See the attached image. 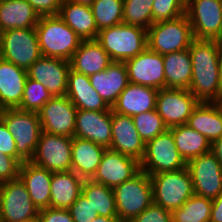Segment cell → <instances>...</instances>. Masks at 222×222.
I'll return each instance as SVG.
<instances>
[{"label": "cell", "mask_w": 222, "mask_h": 222, "mask_svg": "<svg viewBox=\"0 0 222 222\" xmlns=\"http://www.w3.org/2000/svg\"><path fill=\"white\" fill-rule=\"evenodd\" d=\"M188 50L192 62L188 90L200 102H222L218 40L194 39Z\"/></svg>", "instance_id": "1"}, {"label": "cell", "mask_w": 222, "mask_h": 222, "mask_svg": "<svg viewBox=\"0 0 222 222\" xmlns=\"http://www.w3.org/2000/svg\"><path fill=\"white\" fill-rule=\"evenodd\" d=\"M42 56L70 61L82 39L58 16H40L35 27Z\"/></svg>", "instance_id": "2"}, {"label": "cell", "mask_w": 222, "mask_h": 222, "mask_svg": "<svg viewBox=\"0 0 222 222\" xmlns=\"http://www.w3.org/2000/svg\"><path fill=\"white\" fill-rule=\"evenodd\" d=\"M96 40L112 62H125L148 47L146 29L123 23L100 30Z\"/></svg>", "instance_id": "3"}, {"label": "cell", "mask_w": 222, "mask_h": 222, "mask_svg": "<svg viewBox=\"0 0 222 222\" xmlns=\"http://www.w3.org/2000/svg\"><path fill=\"white\" fill-rule=\"evenodd\" d=\"M150 180L153 203L171 212L180 208L195 194L191 174L187 167L150 175Z\"/></svg>", "instance_id": "4"}, {"label": "cell", "mask_w": 222, "mask_h": 222, "mask_svg": "<svg viewBox=\"0 0 222 222\" xmlns=\"http://www.w3.org/2000/svg\"><path fill=\"white\" fill-rule=\"evenodd\" d=\"M0 119L15 140L16 153L24 161H30L42 132L38 112L6 108L1 110Z\"/></svg>", "instance_id": "5"}, {"label": "cell", "mask_w": 222, "mask_h": 222, "mask_svg": "<svg viewBox=\"0 0 222 222\" xmlns=\"http://www.w3.org/2000/svg\"><path fill=\"white\" fill-rule=\"evenodd\" d=\"M117 217L130 222L153 203L150 176L140 170L131 179L113 188Z\"/></svg>", "instance_id": "6"}, {"label": "cell", "mask_w": 222, "mask_h": 222, "mask_svg": "<svg viewBox=\"0 0 222 222\" xmlns=\"http://www.w3.org/2000/svg\"><path fill=\"white\" fill-rule=\"evenodd\" d=\"M148 48L161 55L189 49L194 40L186 14L169 21L153 23L147 30Z\"/></svg>", "instance_id": "7"}, {"label": "cell", "mask_w": 222, "mask_h": 222, "mask_svg": "<svg viewBox=\"0 0 222 222\" xmlns=\"http://www.w3.org/2000/svg\"><path fill=\"white\" fill-rule=\"evenodd\" d=\"M185 167H187V162L178 152L173 134L169 129L145 143L144 155L140 160V170L149 176L177 171Z\"/></svg>", "instance_id": "8"}, {"label": "cell", "mask_w": 222, "mask_h": 222, "mask_svg": "<svg viewBox=\"0 0 222 222\" xmlns=\"http://www.w3.org/2000/svg\"><path fill=\"white\" fill-rule=\"evenodd\" d=\"M35 28L12 29L0 33V58L28 70L40 57Z\"/></svg>", "instance_id": "9"}, {"label": "cell", "mask_w": 222, "mask_h": 222, "mask_svg": "<svg viewBox=\"0 0 222 222\" xmlns=\"http://www.w3.org/2000/svg\"><path fill=\"white\" fill-rule=\"evenodd\" d=\"M186 15L194 39L219 40L222 33V0H189Z\"/></svg>", "instance_id": "10"}, {"label": "cell", "mask_w": 222, "mask_h": 222, "mask_svg": "<svg viewBox=\"0 0 222 222\" xmlns=\"http://www.w3.org/2000/svg\"><path fill=\"white\" fill-rule=\"evenodd\" d=\"M73 138L42 131L33 158L37 166L51 172L71 170Z\"/></svg>", "instance_id": "11"}, {"label": "cell", "mask_w": 222, "mask_h": 222, "mask_svg": "<svg viewBox=\"0 0 222 222\" xmlns=\"http://www.w3.org/2000/svg\"><path fill=\"white\" fill-rule=\"evenodd\" d=\"M200 101L188 89L162 88L156 97V111L166 127L187 124Z\"/></svg>", "instance_id": "12"}, {"label": "cell", "mask_w": 222, "mask_h": 222, "mask_svg": "<svg viewBox=\"0 0 222 222\" xmlns=\"http://www.w3.org/2000/svg\"><path fill=\"white\" fill-rule=\"evenodd\" d=\"M38 212L20 178L0 184L2 222H23L37 217Z\"/></svg>", "instance_id": "13"}, {"label": "cell", "mask_w": 222, "mask_h": 222, "mask_svg": "<svg viewBox=\"0 0 222 222\" xmlns=\"http://www.w3.org/2000/svg\"><path fill=\"white\" fill-rule=\"evenodd\" d=\"M194 193L215 199L222 192V166L210 151L187 162Z\"/></svg>", "instance_id": "14"}, {"label": "cell", "mask_w": 222, "mask_h": 222, "mask_svg": "<svg viewBox=\"0 0 222 222\" xmlns=\"http://www.w3.org/2000/svg\"><path fill=\"white\" fill-rule=\"evenodd\" d=\"M77 110L66 95L53 97L38 111L42 131L73 138Z\"/></svg>", "instance_id": "15"}, {"label": "cell", "mask_w": 222, "mask_h": 222, "mask_svg": "<svg viewBox=\"0 0 222 222\" xmlns=\"http://www.w3.org/2000/svg\"><path fill=\"white\" fill-rule=\"evenodd\" d=\"M129 83L144 85L158 90L165 88L163 55L148 47L135 57L124 62Z\"/></svg>", "instance_id": "16"}, {"label": "cell", "mask_w": 222, "mask_h": 222, "mask_svg": "<svg viewBox=\"0 0 222 222\" xmlns=\"http://www.w3.org/2000/svg\"><path fill=\"white\" fill-rule=\"evenodd\" d=\"M140 171V161L107 148L97 168L93 182L114 188Z\"/></svg>", "instance_id": "17"}, {"label": "cell", "mask_w": 222, "mask_h": 222, "mask_svg": "<svg viewBox=\"0 0 222 222\" xmlns=\"http://www.w3.org/2000/svg\"><path fill=\"white\" fill-rule=\"evenodd\" d=\"M69 70L67 60L41 56L27 70V75L41 83L53 97L65 96Z\"/></svg>", "instance_id": "18"}, {"label": "cell", "mask_w": 222, "mask_h": 222, "mask_svg": "<svg viewBox=\"0 0 222 222\" xmlns=\"http://www.w3.org/2000/svg\"><path fill=\"white\" fill-rule=\"evenodd\" d=\"M74 137L87 139L110 148L112 108L108 111L77 110Z\"/></svg>", "instance_id": "19"}, {"label": "cell", "mask_w": 222, "mask_h": 222, "mask_svg": "<svg viewBox=\"0 0 222 222\" xmlns=\"http://www.w3.org/2000/svg\"><path fill=\"white\" fill-rule=\"evenodd\" d=\"M109 149L131 156L138 161L142 159L145 142L136 130L131 116L112 110V141Z\"/></svg>", "instance_id": "20"}, {"label": "cell", "mask_w": 222, "mask_h": 222, "mask_svg": "<svg viewBox=\"0 0 222 222\" xmlns=\"http://www.w3.org/2000/svg\"><path fill=\"white\" fill-rule=\"evenodd\" d=\"M89 79L91 86L111 108L129 84L124 62H112L106 70L90 75Z\"/></svg>", "instance_id": "21"}, {"label": "cell", "mask_w": 222, "mask_h": 222, "mask_svg": "<svg viewBox=\"0 0 222 222\" xmlns=\"http://www.w3.org/2000/svg\"><path fill=\"white\" fill-rule=\"evenodd\" d=\"M157 93L156 88L129 83L112 106V110L131 117L154 110Z\"/></svg>", "instance_id": "22"}, {"label": "cell", "mask_w": 222, "mask_h": 222, "mask_svg": "<svg viewBox=\"0 0 222 222\" xmlns=\"http://www.w3.org/2000/svg\"><path fill=\"white\" fill-rule=\"evenodd\" d=\"M52 172L24 161L20 165L19 178L25 184L33 204L39 209L50 207Z\"/></svg>", "instance_id": "23"}, {"label": "cell", "mask_w": 222, "mask_h": 222, "mask_svg": "<svg viewBox=\"0 0 222 222\" xmlns=\"http://www.w3.org/2000/svg\"><path fill=\"white\" fill-rule=\"evenodd\" d=\"M27 71L0 58V109L18 108L22 102Z\"/></svg>", "instance_id": "24"}, {"label": "cell", "mask_w": 222, "mask_h": 222, "mask_svg": "<svg viewBox=\"0 0 222 222\" xmlns=\"http://www.w3.org/2000/svg\"><path fill=\"white\" fill-rule=\"evenodd\" d=\"M66 96L78 110L108 111L111 107L91 86L89 76L69 70Z\"/></svg>", "instance_id": "25"}, {"label": "cell", "mask_w": 222, "mask_h": 222, "mask_svg": "<svg viewBox=\"0 0 222 222\" xmlns=\"http://www.w3.org/2000/svg\"><path fill=\"white\" fill-rule=\"evenodd\" d=\"M69 62L71 70L90 76L106 70L112 60L101 44L94 39L82 40Z\"/></svg>", "instance_id": "26"}, {"label": "cell", "mask_w": 222, "mask_h": 222, "mask_svg": "<svg viewBox=\"0 0 222 222\" xmlns=\"http://www.w3.org/2000/svg\"><path fill=\"white\" fill-rule=\"evenodd\" d=\"M107 148L90 140L73 137L71 170L84 180H91Z\"/></svg>", "instance_id": "27"}, {"label": "cell", "mask_w": 222, "mask_h": 222, "mask_svg": "<svg viewBox=\"0 0 222 222\" xmlns=\"http://www.w3.org/2000/svg\"><path fill=\"white\" fill-rule=\"evenodd\" d=\"M58 16L82 40L97 38L99 31L89 5H83L72 0H63Z\"/></svg>", "instance_id": "28"}, {"label": "cell", "mask_w": 222, "mask_h": 222, "mask_svg": "<svg viewBox=\"0 0 222 222\" xmlns=\"http://www.w3.org/2000/svg\"><path fill=\"white\" fill-rule=\"evenodd\" d=\"M84 179L72 170L52 172L50 207L68 209L82 193Z\"/></svg>", "instance_id": "29"}, {"label": "cell", "mask_w": 222, "mask_h": 222, "mask_svg": "<svg viewBox=\"0 0 222 222\" xmlns=\"http://www.w3.org/2000/svg\"><path fill=\"white\" fill-rule=\"evenodd\" d=\"M188 126L210 143L222 136V102H200L189 117Z\"/></svg>", "instance_id": "30"}, {"label": "cell", "mask_w": 222, "mask_h": 222, "mask_svg": "<svg viewBox=\"0 0 222 222\" xmlns=\"http://www.w3.org/2000/svg\"><path fill=\"white\" fill-rule=\"evenodd\" d=\"M39 18V14L26 0H0V33L35 28Z\"/></svg>", "instance_id": "31"}, {"label": "cell", "mask_w": 222, "mask_h": 222, "mask_svg": "<svg viewBox=\"0 0 222 222\" xmlns=\"http://www.w3.org/2000/svg\"><path fill=\"white\" fill-rule=\"evenodd\" d=\"M165 88L189 89L192 77V62L189 50L163 55Z\"/></svg>", "instance_id": "32"}, {"label": "cell", "mask_w": 222, "mask_h": 222, "mask_svg": "<svg viewBox=\"0 0 222 222\" xmlns=\"http://www.w3.org/2000/svg\"><path fill=\"white\" fill-rule=\"evenodd\" d=\"M169 130L173 134L178 152L186 162L211 151V143L208 139L187 124L172 127Z\"/></svg>", "instance_id": "33"}, {"label": "cell", "mask_w": 222, "mask_h": 222, "mask_svg": "<svg viewBox=\"0 0 222 222\" xmlns=\"http://www.w3.org/2000/svg\"><path fill=\"white\" fill-rule=\"evenodd\" d=\"M82 194L90 201L94 211H97V215L117 217L113 188L92 180H84Z\"/></svg>", "instance_id": "34"}, {"label": "cell", "mask_w": 222, "mask_h": 222, "mask_svg": "<svg viewBox=\"0 0 222 222\" xmlns=\"http://www.w3.org/2000/svg\"><path fill=\"white\" fill-rule=\"evenodd\" d=\"M212 200L192 195L180 208L172 212L173 222H210Z\"/></svg>", "instance_id": "35"}, {"label": "cell", "mask_w": 222, "mask_h": 222, "mask_svg": "<svg viewBox=\"0 0 222 222\" xmlns=\"http://www.w3.org/2000/svg\"><path fill=\"white\" fill-rule=\"evenodd\" d=\"M90 7L98 31L123 23L124 0H95Z\"/></svg>", "instance_id": "36"}, {"label": "cell", "mask_w": 222, "mask_h": 222, "mask_svg": "<svg viewBox=\"0 0 222 222\" xmlns=\"http://www.w3.org/2000/svg\"><path fill=\"white\" fill-rule=\"evenodd\" d=\"M154 0H124L123 24L148 30L152 25Z\"/></svg>", "instance_id": "37"}, {"label": "cell", "mask_w": 222, "mask_h": 222, "mask_svg": "<svg viewBox=\"0 0 222 222\" xmlns=\"http://www.w3.org/2000/svg\"><path fill=\"white\" fill-rule=\"evenodd\" d=\"M132 118L136 130L145 143L168 129L156 109L137 114Z\"/></svg>", "instance_id": "38"}, {"label": "cell", "mask_w": 222, "mask_h": 222, "mask_svg": "<svg viewBox=\"0 0 222 222\" xmlns=\"http://www.w3.org/2000/svg\"><path fill=\"white\" fill-rule=\"evenodd\" d=\"M53 96L38 81L27 78L22 102L18 109L38 112Z\"/></svg>", "instance_id": "39"}, {"label": "cell", "mask_w": 222, "mask_h": 222, "mask_svg": "<svg viewBox=\"0 0 222 222\" xmlns=\"http://www.w3.org/2000/svg\"><path fill=\"white\" fill-rule=\"evenodd\" d=\"M186 14L183 0H154L152 5V24L176 19Z\"/></svg>", "instance_id": "40"}, {"label": "cell", "mask_w": 222, "mask_h": 222, "mask_svg": "<svg viewBox=\"0 0 222 222\" xmlns=\"http://www.w3.org/2000/svg\"><path fill=\"white\" fill-rule=\"evenodd\" d=\"M74 222H90L97 216L90 201L82 193L68 208Z\"/></svg>", "instance_id": "41"}, {"label": "cell", "mask_w": 222, "mask_h": 222, "mask_svg": "<svg viewBox=\"0 0 222 222\" xmlns=\"http://www.w3.org/2000/svg\"><path fill=\"white\" fill-rule=\"evenodd\" d=\"M130 222H173L172 212L165 210L160 205L152 203Z\"/></svg>", "instance_id": "42"}, {"label": "cell", "mask_w": 222, "mask_h": 222, "mask_svg": "<svg viewBox=\"0 0 222 222\" xmlns=\"http://www.w3.org/2000/svg\"><path fill=\"white\" fill-rule=\"evenodd\" d=\"M20 165L16 158L0 152V184L19 178Z\"/></svg>", "instance_id": "43"}, {"label": "cell", "mask_w": 222, "mask_h": 222, "mask_svg": "<svg viewBox=\"0 0 222 222\" xmlns=\"http://www.w3.org/2000/svg\"><path fill=\"white\" fill-rule=\"evenodd\" d=\"M0 152L16 158L21 164L24 160L16 153V143L4 122L0 119Z\"/></svg>", "instance_id": "44"}, {"label": "cell", "mask_w": 222, "mask_h": 222, "mask_svg": "<svg viewBox=\"0 0 222 222\" xmlns=\"http://www.w3.org/2000/svg\"><path fill=\"white\" fill-rule=\"evenodd\" d=\"M38 216L41 222H74L68 209L48 207L39 210Z\"/></svg>", "instance_id": "45"}, {"label": "cell", "mask_w": 222, "mask_h": 222, "mask_svg": "<svg viewBox=\"0 0 222 222\" xmlns=\"http://www.w3.org/2000/svg\"><path fill=\"white\" fill-rule=\"evenodd\" d=\"M39 16L58 15L63 0H26Z\"/></svg>", "instance_id": "46"}, {"label": "cell", "mask_w": 222, "mask_h": 222, "mask_svg": "<svg viewBox=\"0 0 222 222\" xmlns=\"http://www.w3.org/2000/svg\"><path fill=\"white\" fill-rule=\"evenodd\" d=\"M210 222H222V192L212 200Z\"/></svg>", "instance_id": "47"}, {"label": "cell", "mask_w": 222, "mask_h": 222, "mask_svg": "<svg viewBox=\"0 0 222 222\" xmlns=\"http://www.w3.org/2000/svg\"><path fill=\"white\" fill-rule=\"evenodd\" d=\"M211 152L222 166V136L211 143Z\"/></svg>", "instance_id": "48"}, {"label": "cell", "mask_w": 222, "mask_h": 222, "mask_svg": "<svg viewBox=\"0 0 222 222\" xmlns=\"http://www.w3.org/2000/svg\"><path fill=\"white\" fill-rule=\"evenodd\" d=\"M90 222H122V221L118 217H104V216L97 215Z\"/></svg>", "instance_id": "49"}, {"label": "cell", "mask_w": 222, "mask_h": 222, "mask_svg": "<svg viewBox=\"0 0 222 222\" xmlns=\"http://www.w3.org/2000/svg\"><path fill=\"white\" fill-rule=\"evenodd\" d=\"M219 74H220V83L222 87V43H219Z\"/></svg>", "instance_id": "50"}, {"label": "cell", "mask_w": 222, "mask_h": 222, "mask_svg": "<svg viewBox=\"0 0 222 222\" xmlns=\"http://www.w3.org/2000/svg\"><path fill=\"white\" fill-rule=\"evenodd\" d=\"M74 2L91 6L95 0H72Z\"/></svg>", "instance_id": "51"}, {"label": "cell", "mask_w": 222, "mask_h": 222, "mask_svg": "<svg viewBox=\"0 0 222 222\" xmlns=\"http://www.w3.org/2000/svg\"><path fill=\"white\" fill-rule=\"evenodd\" d=\"M23 222H41V220H40L39 216H37V217H34L32 219L25 220Z\"/></svg>", "instance_id": "52"}, {"label": "cell", "mask_w": 222, "mask_h": 222, "mask_svg": "<svg viewBox=\"0 0 222 222\" xmlns=\"http://www.w3.org/2000/svg\"><path fill=\"white\" fill-rule=\"evenodd\" d=\"M219 43H222V33H221V36H220V39L218 40Z\"/></svg>", "instance_id": "53"}]
</instances>
